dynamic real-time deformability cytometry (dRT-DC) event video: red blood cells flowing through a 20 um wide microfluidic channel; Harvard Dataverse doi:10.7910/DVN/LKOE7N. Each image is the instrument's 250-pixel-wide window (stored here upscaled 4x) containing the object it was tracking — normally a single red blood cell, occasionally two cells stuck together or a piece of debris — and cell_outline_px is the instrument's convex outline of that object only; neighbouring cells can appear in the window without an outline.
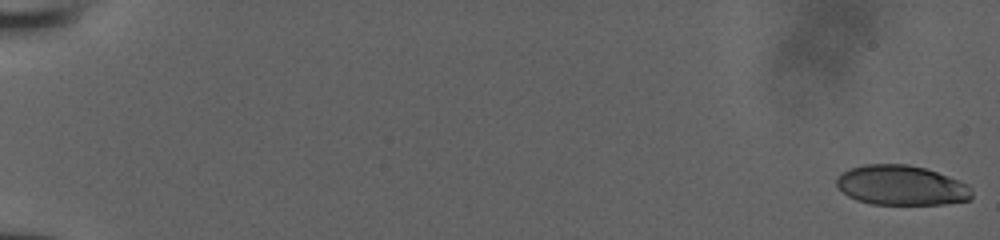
{"species": "human", "species_latin": "Homo sapiens", "temperature_condition": "room temperature", "stored_images_in_passage": 11, "camera_frame_rate_fps": 3000, "um_per_image_px": 0.085, "donor": {"sex": "male"}, "frame": {"image": 1, "passage_image": 1, "time_ms": 0.0, "image_size_px": [1000, 240], "cell_outline_px": [[972, 196], [968, 200], [944, 204], [872, 204], [856, 200], [848, 196], [836, 184], [836, 176], [852, 168], [864, 164], [908, 164], [924, 168], [948, 176], [968, 184], [972, 188]], "centroid_in_image_um": [76.62, 15.75], "position_along_channel_um": 8.4, "area_um2": 31.33}}